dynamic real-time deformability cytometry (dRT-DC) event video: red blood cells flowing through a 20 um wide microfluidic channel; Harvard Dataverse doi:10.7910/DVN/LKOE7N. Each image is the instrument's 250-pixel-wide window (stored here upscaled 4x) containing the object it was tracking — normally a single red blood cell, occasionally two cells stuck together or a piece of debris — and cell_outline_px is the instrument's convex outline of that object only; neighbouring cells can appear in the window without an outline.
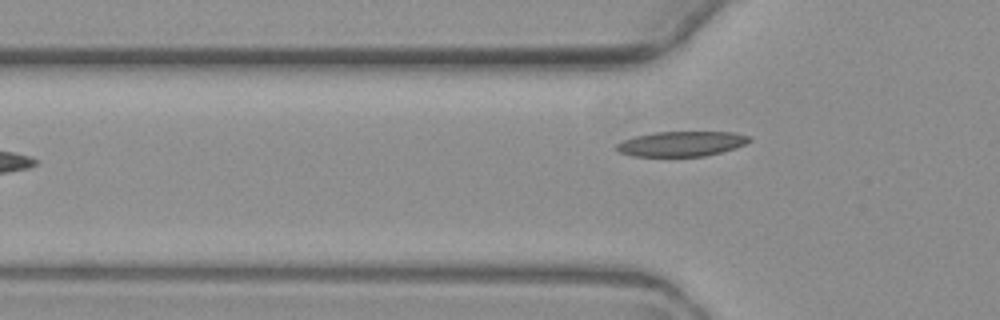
{"species": "common noctule bat (a hibernating species)", "species_latin": "Nyctalus noctula", "temperature_condition": "warm", "stored_images_in_passage": 3, "camera_frame_rate_fps": 3000, "um_per_image_px": 0.085, "animal": {"sex": "female", "body_mass_g": 19.3, "forearm_length_mm": 54.1}, "frame": {"image": 1, "passage_image": 3, "time_ms": 2.667, "image_size_px": [1000, 320], "cell_outline_px": [[752, 140], [736, 148], [704, 156], [632, 156], [620, 152], [616, 148], [616, 144], [624, 140], [636, 136], [656, 132], [732, 132], [752, 136]], "centroid_in_image_um": [57.96, 12.22], "position_along_channel_um": 67.8, "area_um2": 19.25}}